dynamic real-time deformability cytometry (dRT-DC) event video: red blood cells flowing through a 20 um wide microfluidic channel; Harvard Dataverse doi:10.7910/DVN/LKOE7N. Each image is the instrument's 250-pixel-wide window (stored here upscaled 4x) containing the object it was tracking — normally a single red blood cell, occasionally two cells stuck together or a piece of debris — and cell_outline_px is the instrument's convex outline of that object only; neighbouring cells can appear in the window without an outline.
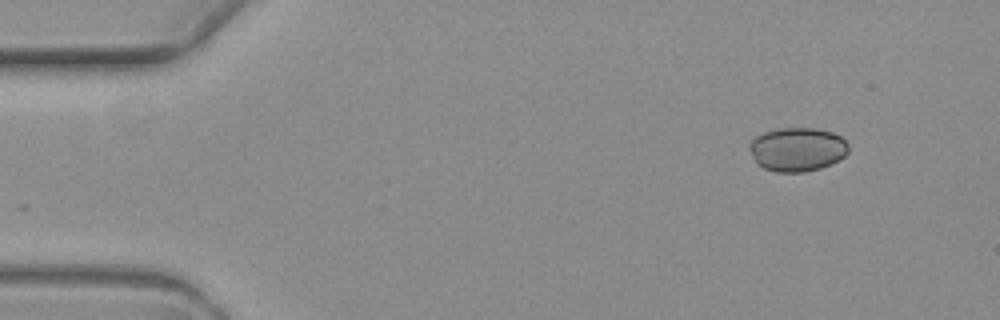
{"species": "common noctule bat (a hibernating species)", "species_latin": "Nyctalus noctula", "temperature_condition": "warm", "stored_images_in_passage": 5, "segment_of_instrument_passage": [2, 2], "camera_frame_rate_fps": 3000, "um_per_image_px": 0.085, "animal": {"sex": "female", "body_mass_g": 19.3, "forearm_length_mm": 54.1}, "frame": {"image": 1, "passage_image": 5, "time_ms": 6.333, "image_size_px": [1000, 320], "cell_outline_px": [[848, 152], [844, 156], [820, 168], [804, 172], [776, 172], [764, 168], [756, 164], [748, 148], [748, 144], [756, 136], [764, 132], [776, 128], [816, 128], [832, 132], [840, 136], [848, 144]], "centroid_in_image_um": [67.72, 12.69], "position_along_channel_um": 17.3, "area_um2": 25.37}}